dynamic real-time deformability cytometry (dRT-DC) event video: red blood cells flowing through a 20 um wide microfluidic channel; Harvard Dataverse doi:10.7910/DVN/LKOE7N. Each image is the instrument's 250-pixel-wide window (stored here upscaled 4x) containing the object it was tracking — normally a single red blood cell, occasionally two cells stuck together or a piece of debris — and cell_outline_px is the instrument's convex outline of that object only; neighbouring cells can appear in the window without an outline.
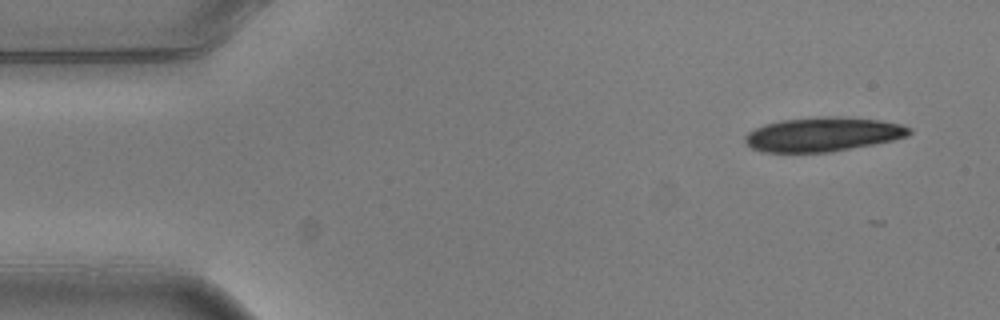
{"species": "common noctule bat (a hibernating species)", "species_latin": "Nyctalus noctula", "temperature_condition": "warm", "stored_images_in_passage": 4, "camera_frame_rate_fps": 3000, "um_per_image_px": 0.085, "animal": {"sex": "male", "body_mass_g": 20.5, "forearm_length_mm": 52.5}, "frame": {"image": 1, "passage_image": 1, "time_ms": 0.0, "image_size_px": [1000, 320], "cell_outline_px": [[912, 132], [908, 136], [892, 140], [872, 144], [828, 152], [764, 152], [752, 148], [744, 140], [744, 136], [748, 132], [764, 124], [780, 120], [824, 116], [840, 116], [880, 120], [904, 124], [912, 128]], "centroid_in_image_um": [69.97, 11.4], "position_along_channel_um": 15.0, "area_um2": 32.77}}